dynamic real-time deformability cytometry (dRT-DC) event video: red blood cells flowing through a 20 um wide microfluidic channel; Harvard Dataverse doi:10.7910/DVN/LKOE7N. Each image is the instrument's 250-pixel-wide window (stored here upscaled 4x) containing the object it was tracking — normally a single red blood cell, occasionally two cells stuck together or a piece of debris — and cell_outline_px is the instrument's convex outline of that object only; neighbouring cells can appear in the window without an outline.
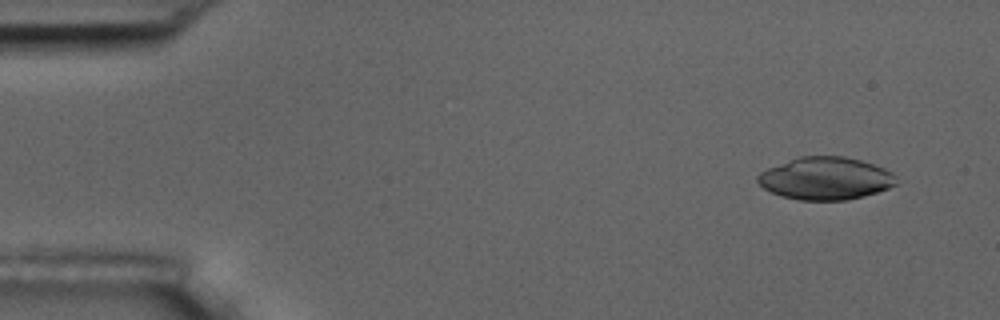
{"species": "common noctule bat (a hibernating species)", "species_latin": "Nyctalus noctula", "temperature_condition": "room temperature", "stored_images_in_passage": 4, "camera_frame_rate_fps": 3000, "um_per_image_px": 0.085, "animal": {"sex": "male", "body_mass_g": 17.5, "forearm_length_mm": 52.3}, "frame": {"image": 1, "passage_image": 1, "time_ms": 0.0, "image_size_px": [1000, 320], "cell_outline_px": [[896, 184], [888, 188], [864, 196], [848, 200], [800, 200], [780, 196], [764, 188], [756, 180], [756, 176], [760, 172], [768, 168], [800, 156], [844, 156], [860, 160], [884, 168], [892, 172], [896, 176]], "centroid_in_image_um": [70.17, 15.17], "position_along_channel_um": 14.8, "area_um2": 34.28}}